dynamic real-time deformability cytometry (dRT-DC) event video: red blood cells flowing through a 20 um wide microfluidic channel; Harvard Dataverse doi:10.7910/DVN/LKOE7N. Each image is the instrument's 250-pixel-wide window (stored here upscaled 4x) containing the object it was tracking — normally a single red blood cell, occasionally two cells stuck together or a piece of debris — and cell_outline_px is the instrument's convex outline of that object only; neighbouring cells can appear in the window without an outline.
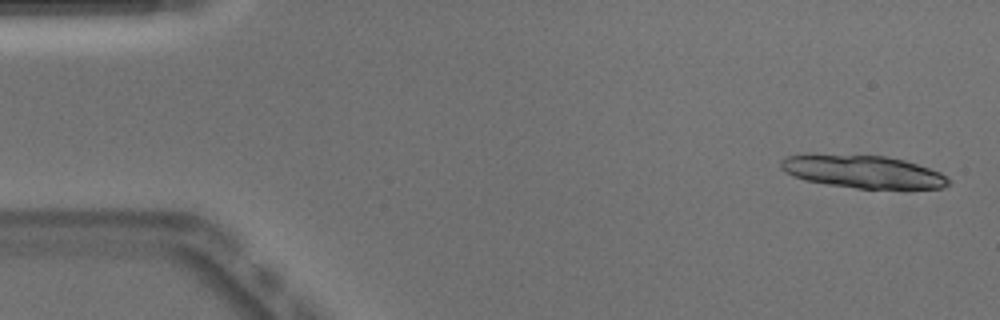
{"species": "Egyptian fruit bat (a non-hibernating species)", "species_latin": "Rousettus aegyptiacus", "temperature_condition": "warm", "stored_images_in_passage": 38, "camera_frame_rate_fps": 3000, "um_per_image_px": 0.085, "animal": {"sex": "male"}, "frame": {"image": 1, "passage_image": 2, "time_ms": 0.333, "image_size_px": [1000, 320], "cell_outline_px": [[952, 180], [948, 184], [940, 188], [856, 188], [828, 184], [804, 180], [780, 168], [780, 160], [788, 156], [808, 152], [888, 156], [904, 160], [940, 172]], "centroid_in_image_um": [73.29, 14.55], "position_along_channel_um": 11.7, "area_um2": 32.37}}
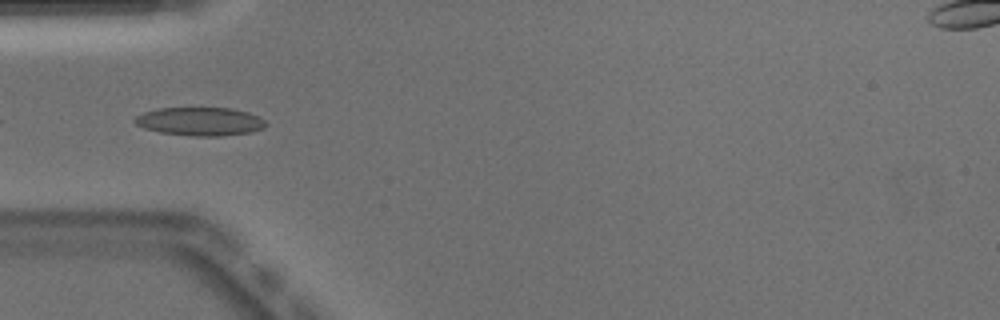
{"frame": {"image": 2, "passage_image": 16, "time_ms": 5.0, "image_size_px": [1000, 320], "cell_outline_px": [[268, 124], [264, 128], [252, 132], [220, 136], [192, 136], [160, 132], [144, 128], [136, 124], [132, 120], [136, 116], [144, 112], [160, 108], [232, 108], [248, 112], [260, 116]], "centroid_in_image_um": [17.04, 10.32], "position_along_channel_um": 68.0, "area_um2": 21.79}}